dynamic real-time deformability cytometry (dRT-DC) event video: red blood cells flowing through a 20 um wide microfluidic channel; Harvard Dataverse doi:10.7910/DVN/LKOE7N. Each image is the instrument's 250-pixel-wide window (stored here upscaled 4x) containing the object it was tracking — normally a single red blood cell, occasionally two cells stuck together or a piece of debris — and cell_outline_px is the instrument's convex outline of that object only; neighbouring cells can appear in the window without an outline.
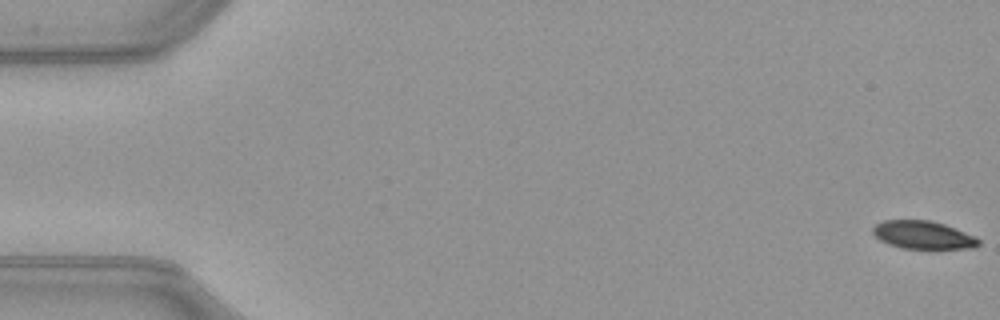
{"species": "common noctule bat (a hibernating species)", "species_latin": "Nyctalus noctula", "temperature_condition": "warm", "stored_images_in_passage": 52, "camera_frame_rate_fps": 3000, "um_per_image_px": 0.085, "animal": {"sex": "female", "body_mass_g": 21.9}, "frame": {"image": 1, "passage_image": 1, "time_ms": 0.0, "image_size_px": [1000, 320], "cell_outline_px": [[980, 244], [972, 248], [904, 248], [888, 244], [880, 240], [872, 232], [872, 228], [876, 224], [884, 220], [928, 220], [944, 224], [976, 236], [980, 240]], "centroid_in_image_um": [78.46, 19.96], "position_along_channel_um": 6.5, "area_um2": 17.11}}
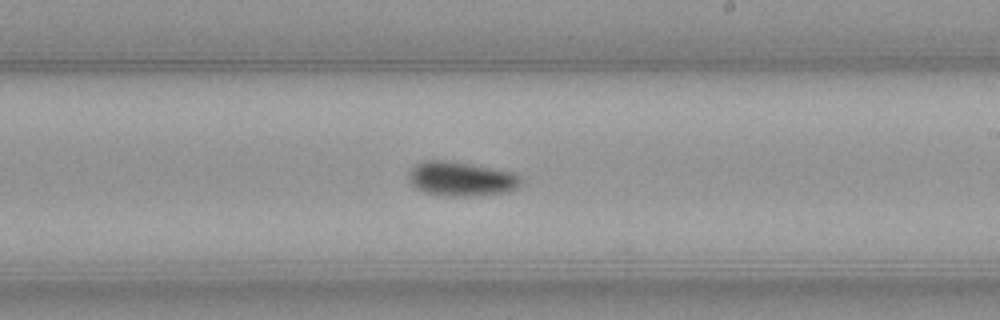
{"frame": {"image": 2, "passage_image": 31, "time_ms": 10.0, "image_size_px": [1000, 320], "cell_outline_px": [[520, 180], [516, 188], [508, 192], [480, 196], [448, 196], [424, 192], [416, 188], [408, 180], [408, 172], [416, 164], [424, 160], [444, 160], [472, 164], [512, 172], [520, 176]], "centroid_in_image_um": [39.17, 15.21], "position_along_channel_um": 249.8, "area_um2": 22.54}}
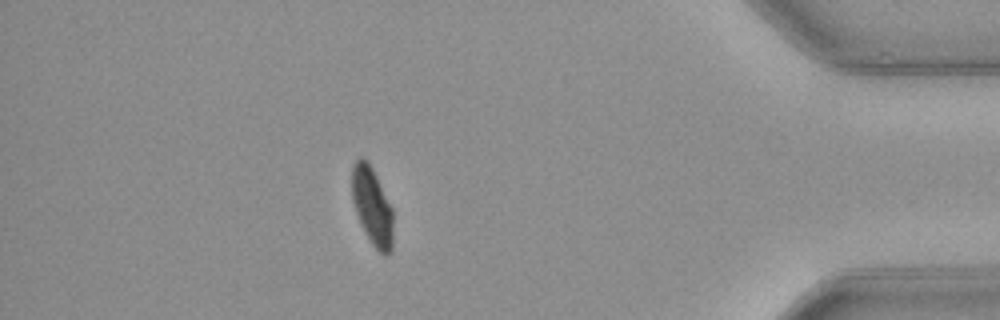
{"frame": {"image": 3, "passage_image": 46, "time_ms": 15.0, "image_size_px": [1000, 320], "cell_outline_px": [[392, 248], [388, 256], [384, 256], [372, 244], [360, 224], [352, 200], [352, 164], [360, 156], [368, 160], [392, 208]], "centroid_in_image_um": [31.62, 17.52], "position_along_channel_um": 403.6, "area_um2": 18.61}, "authors_computed_cell_mechanics": {"area_um2": 20.1144, "velocity_mm_per_s": 4.0086, "shape_relaxation_time_tau1_ms": 3.9705, "shape_relaxation_time_tau2_ms": null, "deformation_change_tau1": 0.1397, "deformation_change_tau2": null}}